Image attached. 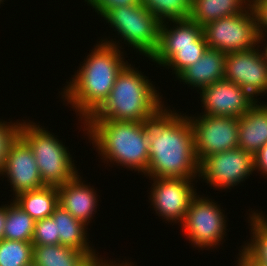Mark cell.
I'll use <instances>...</instances> for the list:
<instances>
[{"instance_id": "6da1fadb", "label": "cell", "mask_w": 267, "mask_h": 266, "mask_svg": "<svg viewBox=\"0 0 267 266\" xmlns=\"http://www.w3.org/2000/svg\"><path fill=\"white\" fill-rule=\"evenodd\" d=\"M163 104L142 124L149 142V163L145 177L199 178V161L194 151V133L189 114Z\"/></svg>"}, {"instance_id": "7a4b0ae2", "label": "cell", "mask_w": 267, "mask_h": 266, "mask_svg": "<svg viewBox=\"0 0 267 266\" xmlns=\"http://www.w3.org/2000/svg\"><path fill=\"white\" fill-rule=\"evenodd\" d=\"M90 51L59 94L79 121H85L104 103L117 75L129 63L123 50L102 41Z\"/></svg>"}, {"instance_id": "3957f363", "label": "cell", "mask_w": 267, "mask_h": 266, "mask_svg": "<svg viewBox=\"0 0 267 266\" xmlns=\"http://www.w3.org/2000/svg\"><path fill=\"white\" fill-rule=\"evenodd\" d=\"M80 130L91 142L104 164L121 166L146 175L149 142L142 122L117 120H85ZM83 124V125H82ZM84 128H83V127Z\"/></svg>"}, {"instance_id": "277c9868", "label": "cell", "mask_w": 267, "mask_h": 266, "mask_svg": "<svg viewBox=\"0 0 267 266\" xmlns=\"http://www.w3.org/2000/svg\"><path fill=\"white\" fill-rule=\"evenodd\" d=\"M152 82L135 64L128 63L117 75L108 98L86 120L142 122L165 102Z\"/></svg>"}, {"instance_id": "5b68a950", "label": "cell", "mask_w": 267, "mask_h": 266, "mask_svg": "<svg viewBox=\"0 0 267 266\" xmlns=\"http://www.w3.org/2000/svg\"><path fill=\"white\" fill-rule=\"evenodd\" d=\"M108 23L112 31L117 34L116 38H101L100 41L122 48L121 44L131 47L145 59H151L157 52L160 43L161 22L140 2L136 5H127L110 9L102 18ZM109 39V40H108ZM123 40V42H122ZM121 43H120V42ZM120 45V46H119Z\"/></svg>"}, {"instance_id": "8992f818", "label": "cell", "mask_w": 267, "mask_h": 266, "mask_svg": "<svg viewBox=\"0 0 267 266\" xmlns=\"http://www.w3.org/2000/svg\"><path fill=\"white\" fill-rule=\"evenodd\" d=\"M20 137L32 150L44 185L58 187L81 174L75 166L69 147L44 125L23 120Z\"/></svg>"}, {"instance_id": "52a82bcc", "label": "cell", "mask_w": 267, "mask_h": 266, "mask_svg": "<svg viewBox=\"0 0 267 266\" xmlns=\"http://www.w3.org/2000/svg\"><path fill=\"white\" fill-rule=\"evenodd\" d=\"M198 193L192 198L180 227L189 244L197 250L199 248V252L204 249L217 250L228 235V218L223 207L221 209V203L218 205L213 198Z\"/></svg>"}, {"instance_id": "ba28073f", "label": "cell", "mask_w": 267, "mask_h": 266, "mask_svg": "<svg viewBox=\"0 0 267 266\" xmlns=\"http://www.w3.org/2000/svg\"><path fill=\"white\" fill-rule=\"evenodd\" d=\"M208 48L224 53L243 51L258 45V24L251 6L241 13L223 17L203 26Z\"/></svg>"}, {"instance_id": "9c48e42d", "label": "cell", "mask_w": 267, "mask_h": 266, "mask_svg": "<svg viewBox=\"0 0 267 266\" xmlns=\"http://www.w3.org/2000/svg\"><path fill=\"white\" fill-rule=\"evenodd\" d=\"M254 155L236 147L207 156L199 164V178L213 190L237 187L254 174ZM221 189V190H220Z\"/></svg>"}, {"instance_id": "30bf717a", "label": "cell", "mask_w": 267, "mask_h": 266, "mask_svg": "<svg viewBox=\"0 0 267 266\" xmlns=\"http://www.w3.org/2000/svg\"><path fill=\"white\" fill-rule=\"evenodd\" d=\"M188 116L194 133V151L199 164L207 157L239 146L238 118L228 116Z\"/></svg>"}, {"instance_id": "8fae6325", "label": "cell", "mask_w": 267, "mask_h": 266, "mask_svg": "<svg viewBox=\"0 0 267 266\" xmlns=\"http://www.w3.org/2000/svg\"><path fill=\"white\" fill-rule=\"evenodd\" d=\"M151 189L148 194L150 206L156 212L158 217L165 219L163 221L180 226L188 211L192 198L198 193V180H189L184 178H152ZM195 183V184H194ZM195 187V188H194Z\"/></svg>"}, {"instance_id": "7c38bea8", "label": "cell", "mask_w": 267, "mask_h": 266, "mask_svg": "<svg viewBox=\"0 0 267 266\" xmlns=\"http://www.w3.org/2000/svg\"><path fill=\"white\" fill-rule=\"evenodd\" d=\"M224 79L241 86L257 101L259 95L267 94V63L260 47L226 53Z\"/></svg>"}, {"instance_id": "4fadbf2b", "label": "cell", "mask_w": 267, "mask_h": 266, "mask_svg": "<svg viewBox=\"0 0 267 266\" xmlns=\"http://www.w3.org/2000/svg\"><path fill=\"white\" fill-rule=\"evenodd\" d=\"M199 91L200 105L203 104L200 115L239 119L258 102L241 86L226 79L214 82Z\"/></svg>"}, {"instance_id": "5bb4252c", "label": "cell", "mask_w": 267, "mask_h": 266, "mask_svg": "<svg viewBox=\"0 0 267 266\" xmlns=\"http://www.w3.org/2000/svg\"><path fill=\"white\" fill-rule=\"evenodd\" d=\"M2 179L8 178L13 197L17 194L45 186L35 156L29 145L19 136L11 145Z\"/></svg>"}, {"instance_id": "9a60e30c", "label": "cell", "mask_w": 267, "mask_h": 266, "mask_svg": "<svg viewBox=\"0 0 267 266\" xmlns=\"http://www.w3.org/2000/svg\"><path fill=\"white\" fill-rule=\"evenodd\" d=\"M82 178L78 174L71 181L57 187L58 205L88 226L99 207V195L95 188Z\"/></svg>"}, {"instance_id": "2e32d148", "label": "cell", "mask_w": 267, "mask_h": 266, "mask_svg": "<svg viewBox=\"0 0 267 266\" xmlns=\"http://www.w3.org/2000/svg\"><path fill=\"white\" fill-rule=\"evenodd\" d=\"M226 53L207 48L202 57L176 79L191 89H200L224 79Z\"/></svg>"}, {"instance_id": "e0dca14e", "label": "cell", "mask_w": 267, "mask_h": 266, "mask_svg": "<svg viewBox=\"0 0 267 266\" xmlns=\"http://www.w3.org/2000/svg\"><path fill=\"white\" fill-rule=\"evenodd\" d=\"M239 148L253 155L267 143V102L258 101L238 119Z\"/></svg>"}, {"instance_id": "ac0fdd59", "label": "cell", "mask_w": 267, "mask_h": 266, "mask_svg": "<svg viewBox=\"0 0 267 266\" xmlns=\"http://www.w3.org/2000/svg\"><path fill=\"white\" fill-rule=\"evenodd\" d=\"M51 217L56 223L59 244L77 249L86 255L96 252V248L89 241L87 231L89 226L74 218L59 205L54 209Z\"/></svg>"}, {"instance_id": "d6986e66", "label": "cell", "mask_w": 267, "mask_h": 266, "mask_svg": "<svg viewBox=\"0 0 267 266\" xmlns=\"http://www.w3.org/2000/svg\"><path fill=\"white\" fill-rule=\"evenodd\" d=\"M208 48L204 34L195 42V47L158 48L149 61L159 67L172 70L177 78L186 68L196 63ZM174 71V72H173Z\"/></svg>"}, {"instance_id": "ffe728a7", "label": "cell", "mask_w": 267, "mask_h": 266, "mask_svg": "<svg viewBox=\"0 0 267 266\" xmlns=\"http://www.w3.org/2000/svg\"><path fill=\"white\" fill-rule=\"evenodd\" d=\"M202 35L203 27L190 18L165 21L161 23L158 48L195 47Z\"/></svg>"}, {"instance_id": "44dd1931", "label": "cell", "mask_w": 267, "mask_h": 266, "mask_svg": "<svg viewBox=\"0 0 267 266\" xmlns=\"http://www.w3.org/2000/svg\"><path fill=\"white\" fill-rule=\"evenodd\" d=\"M35 221L50 217L58 206V188L43 186L40 189L24 191L11 197Z\"/></svg>"}, {"instance_id": "7402d4cb", "label": "cell", "mask_w": 267, "mask_h": 266, "mask_svg": "<svg viewBox=\"0 0 267 266\" xmlns=\"http://www.w3.org/2000/svg\"><path fill=\"white\" fill-rule=\"evenodd\" d=\"M249 7L247 0H192L190 19L203 27L217 19L245 12Z\"/></svg>"}, {"instance_id": "603a6c76", "label": "cell", "mask_w": 267, "mask_h": 266, "mask_svg": "<svg viewBox=\"0 0 267 266\" xmlns=\"http://www.w3.org/2000/svg\"><path fill=\"white\" fill-rule=\"evenodd\" d=\"M251 210V211H249ZM248 227L250 231V238L244 241L241 248L253 261H256L264 266H267V215L262 210L248 209Z\"/></svg>"}, {"instance_id": "cb8c5ba5", "label": "cell", "mask_w": 267, "mask_h": 266, "mask_svg": "<svg viewBox=\"0 0 267 266\" xmlns=\"http://www.w3.org/2000/svg\"><path fill=\"white\" fill-rule=\"evenodd\" d=\"M85 256L84 252L61 244L33 246L36 266H77Z\"/></svg>"}, {"instance_id": "d4e9b609", "label": "cell", "mask_w": 267, "mask_h": 266, "mask_svg": "<svg viewBox=\"0 0 267 266\" xmlns=\"http://www.w3.org/2000/svg\"><path fill=\"white\" fill-rule=\"evenodd\" d=\"M11 201L6 204L4 238L32 242L36 221L12 199Z\"/></svg>"}, {"instance_id": "484cf974", "label": "cell", "mask_w": 267, "mask_h": 266, "mask_svg": "<svg viewBox=\"0 0 267 266\" xmlns=\"http://www.w3.org/2000/svg\"><path fill=\"white\" fill-rule=\"evenodd\" d=\"M192 0H141L161 23L170 20L189 19Z\"/></svg>"}, {"instance_id": "4316f807", "label": "cell", "mask_w": 267, "mask_h": 266, "mask_svg": "<svg viewBox=\"0 0 267 266\" xmlns=\"http://www.w3.org/2000/svg\"><path fill=\"white\" fill-rule=\"evenodd\" d=\"M33 262L32 242L2 239L0 241V266H26Z\"/></svg>"}, {"instance_id": "83f0119b", "label": "cell", "mask_w": 267, "mask_h": 266, "mask_svg": "<svg viewBox=\"0 0 267 266\" xmlns=\"http://www.w3.org/2000/svg\"><path fill=\"white\" fill-rule=\"evenodd\" d=\"M23 118L16 122L0 119V177L6 165L11 145L20 136Z\"/></svg>"}, {"instance_id": "f1b7e54d", "label": "cell", "mask_w": 267, "mask_h": 266, "mask_svg": "<svg viewBox=\"0 0 267 266\" xmlns=\"http://www.w3.org/2000/svg\"><path fill=\"white\" fill-rule=\"evenodd\" d=\"M32 244L33 246L59 244L56 223L51 216L36 221Z\"/></svg>"}, {"instance_id": "f546056e", "label": "cell", "mask_w": 267, "mask_h": 266, "mask_svg": "<svg viewBox=\"0 0 267 266\" xmlns=\"http://www.w3.org/2000/svg\"><path fill=\"white\" fill-rule=\"evenodd\" d=\"M84 2L94 9L99 17H103L110 9L136 5L139 4L141 0H85Z\"/></svg>"}, {"instance_id": "4dcf8cb0", "label": "cell", "mask_w": 267, "mask_h": 266, "mask_svg": "<svg viewBox=\"0 0 267 266\" xmlns=\"http://www.w3.org/2000/svg\"><path fill=\"white\" fill-rule=\"evenodd\" d=\"M259 35L267 36V0H261L254 7Z\"/></svg>"}, {"instance_id": "1f68e13d", "label": "cell", "mask_w": 267, "mask_h": 266, "mask_svg": "<svg viewBox=\"0 0 267 266\" xmlns=\"http://www.w3.org/2000/svg\"><path fill=\"white\" fill-rule=\"evenodd\" d=\"M254 171L267 178V143L254 154Z\"/></svg>"}, {"instance_id": "d6a6232c", "label": "cell", "mask_w": 267, "mask_h": 266, "mask_svg": "<svg viewBox=\"0 0 267 266\" xmlns=\"http://www.w3.org/2000/svg\"><path fill=\"white\" fill-rule=\"evenodd\" d=\"M99 255L98 251L93 254L86 255L77 266H102L107 260Z\"/></svg>"}, {"instance_id": "836d02e7", "label": "cell", "mask_w": 267, "mask_h": 266, "mask_svg": "<svg viewBox=\"0 0 267 266\" xmlns=\"http://www.w3.org/2000/svg\"><path fill=\"white\" fill-rule=\"evenodd\" d=\"M239 253L237 255L236 261H234L236 266H264L256 261H253L242 249H238Z\"/></svg>"}, {"instance_id": "e575fe53", "label": "cell", "mask_w": 267, "mask_h": 266, "mask_svg": "<svg viewBox=\"0 0 267 266\" xmlns=\"http://www.w3.org/2000/svg\"><path fill=\"white\" fill-rule=\"evenodd\" d=\"M6 220V203L0 206V241L4 239V226Z\"/></svg>"}, {"instance_id": "d590c367", "label": "cell", "mask_w": 267, "mask_h": 266, "mask_svg": "<svg viewBox=\"0 0 267 266\" xmlns=\"http://www.w3.org/2000/svg\"><path fill=\"white\" fill-rule=\"evenodd\" d=\"M265 38L267 39V36L265 37V35H259V37H258V45L257 46H259V47L261 46V49H260L261 50V54H262L263 58L265 59V61L267 63V41H266Z\"/></svg>"}, {"instance_id": "8d00e7d4", "label": "cell", "mask_w": 267, "mask_h": 266, "mask_svg": "<svg viewBox=\"0 0 267 266\" xmlns=\"http://www.w3.org/2000/svg\"><path fill=\"white\" fill-rule=\"evenodd\" d=\"M125 260V262L124 261H122V260H117L118 262H116V260H109V259H107V261L102 265V266H136V265H134V264H136V263H134V262H129L128 260H126V259H124ZM122 261V262H121ZM121 262V263H120Z\"/></svg>"}, {"instance_id": "74e56055", "label": "cell", "mask_w": 267, "mask_h": 266, "mask_svg": "<svg viewBox=\"0 0 267 266\" xmlns=\"http://www.w3.org/2000/svg\"><path fill=\"white\" fill-rule=\"evenodd\" d=\"M247 1H248L249 6L253 8L261 0H247Z\"/></svg>"}, {"instance_id": "f35d334b", "label": "cell", "mask_w": 267, "mask_h": 266, "mask_svg": "<svg viewBox=\"0 0 267 266\" xmlns=\"http://www.w3.org/2000/svg\"><path fill=\"white\" fill-rule=\"evenodd\" d=\"M26 266H36L33 262H31L30 264H27Z\"/></svg>"}, {"instance_id": "ab89813d", "label": "cell", "mask_w": 267, "mask_h": 266, "mask_svg": "<svg viewBox=\"0 0 267 266\" xmlns=\"http://www.w3.org/2000/svg\"><path fill=\"white\" fill-rule=\"evenodd\" d=\"M3 2H5V1H4V0H0V5H1V4L3 5V4H4Z\"/></svg>"}]
</instances>
